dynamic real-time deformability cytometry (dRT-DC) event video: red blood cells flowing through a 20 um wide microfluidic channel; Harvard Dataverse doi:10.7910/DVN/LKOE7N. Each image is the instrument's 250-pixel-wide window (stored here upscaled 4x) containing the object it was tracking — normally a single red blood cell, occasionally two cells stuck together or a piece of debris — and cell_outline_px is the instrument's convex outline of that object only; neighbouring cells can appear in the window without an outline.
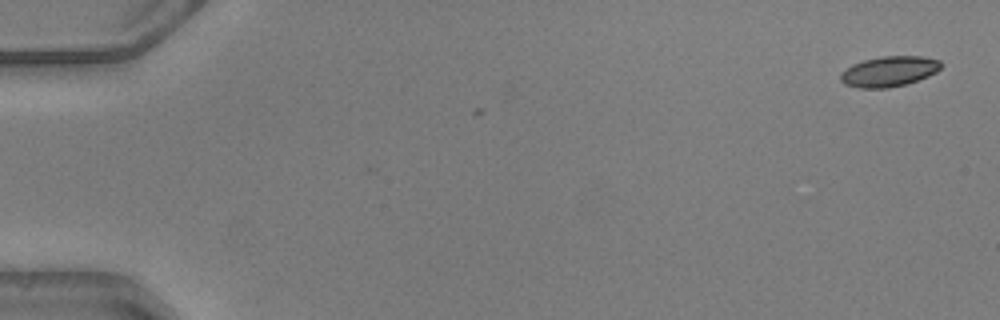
{"species": "common noctule bat (a hibernating species)", "species_latin": "Nyctalus noctula", "temperature_condition": "warm", "stored_images_in_passage": 3, "camera_frame_rate_fps": 3000, "um_per_image_px": 0.085, "animal": {"sex": "male", "body_mass_g": 20.5, "forearm_length_mm": 52.5}, "frame": {"image": 1, "passage_image": 3, "time_ms": 0.667, "image_size_px": [1000, 320], "cell_outline_px": [[944, 64], [936, 72], [928, 76], [908, 84], [888, 88], [860, 88], [844, 84], [840, 80], [840, 72], [852, 64], [864, 60], [880, 56], [924, 56], [940, 60]], "centroid_in_image_um": [75.58, 6.07], "position_along_channel_um": 9.4, "area_um2": 18.03}}